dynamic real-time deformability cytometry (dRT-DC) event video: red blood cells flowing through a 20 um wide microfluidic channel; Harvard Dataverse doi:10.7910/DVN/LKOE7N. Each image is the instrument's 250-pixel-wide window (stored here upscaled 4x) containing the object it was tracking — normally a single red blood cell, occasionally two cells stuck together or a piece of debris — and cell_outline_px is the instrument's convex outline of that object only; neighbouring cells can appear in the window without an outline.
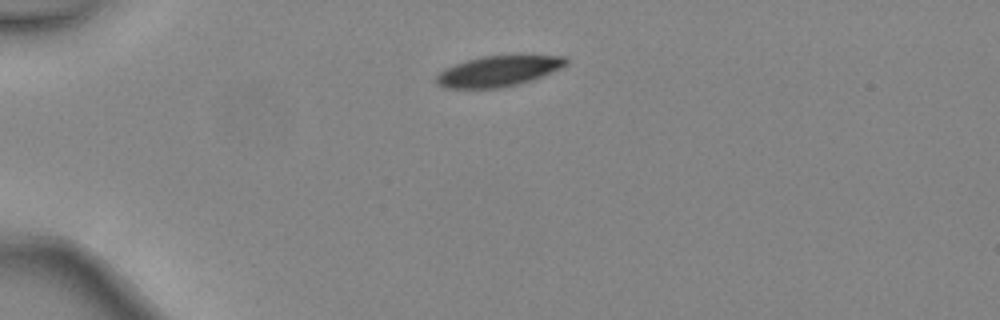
{"species": "common noctule bat (a hibernating species)", "species_latin": "Nyctalus noctula", "temperature_condition": "warm", "stored_images_in_passage": 3, "camera_frame_rate_fps": 3000, "um_per_image_px": 0.085, "animal": {"sex": "female", "body_mass_g": 24.6, "forearm_length_mm": 56.2}, "frame": {"image": 1, "passage_image": 1, "time_ms": 0.0, "image_size_px": [1000, 320], "cell_outline_px": [[568, 64], [560, 68], [532, 80], [520, 84], [500, 88], [444, 88], [436, 84], [436, 76], [444, 68], [468, 60], [484, 56], [568, 56]], "centroid_in_image_um": [42.35, 6.06], "position_along_channel_um": 42.7, "area_um2": 22.95}}
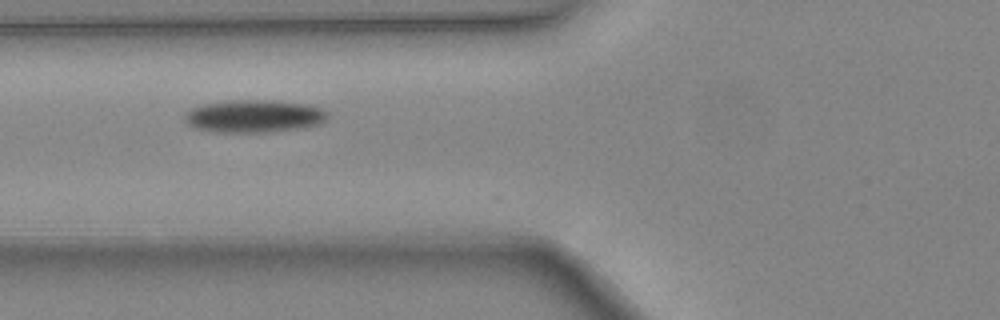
{"frame": {"image": 2, "passage_image": 3, "time_ms": 0.667, "image_size_px": [1000, 320], "cell_outline_px": [[328, 120], [320, 124], [300, 128], [268, 132], [216, 132], [196, 128], [188, 124], [184, 120], [184, 112], [192, 108], [204, 104], [232, 100], [272, 100], [308, 104], [324, 108], [328, 112]], "centroid_in_image_um": [21.63, 9.87], "position_along_channel_um": 104.2, "area_um2": 27.46}}